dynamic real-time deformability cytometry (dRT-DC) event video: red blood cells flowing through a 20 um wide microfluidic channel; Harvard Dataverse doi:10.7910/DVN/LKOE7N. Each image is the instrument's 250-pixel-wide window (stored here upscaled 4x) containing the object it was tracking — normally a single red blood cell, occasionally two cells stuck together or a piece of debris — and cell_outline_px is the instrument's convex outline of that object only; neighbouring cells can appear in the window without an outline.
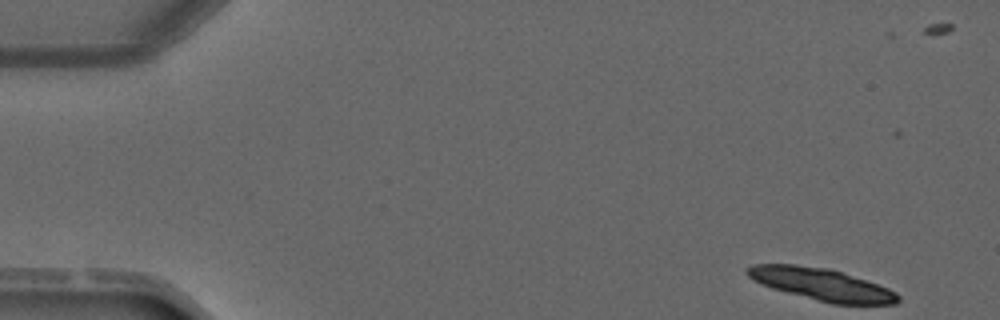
{"species": "common noctule bat (a hibernating species)", "species_latin": "Nyctalus noctula", "temperature_condition": "warm", "stored_images_in_passage": 3, "camera_frame_rate_fps": 3000, "um_per_image_px": 0.085, "animal": {"sex": "male", "forearm_length_mm": 52.5}, "frame": {"image": 1, "passage_image": 1, "time_ms": 0.0, "image_size_px": [1000, 320], "cell_outline_px": [[900, 300], [896, 304], [832, 304], [772, 288], [760, 284], [748, 276], [744, 272], [744, 268], [752, 264], [796, 264], [828, 268], [888, 288], [896, 292], [900, 296]], "centroid_in_image_um": [69.79, 24.16], "position_along_channel_um": 15.2, "area_um2": 28.03}}